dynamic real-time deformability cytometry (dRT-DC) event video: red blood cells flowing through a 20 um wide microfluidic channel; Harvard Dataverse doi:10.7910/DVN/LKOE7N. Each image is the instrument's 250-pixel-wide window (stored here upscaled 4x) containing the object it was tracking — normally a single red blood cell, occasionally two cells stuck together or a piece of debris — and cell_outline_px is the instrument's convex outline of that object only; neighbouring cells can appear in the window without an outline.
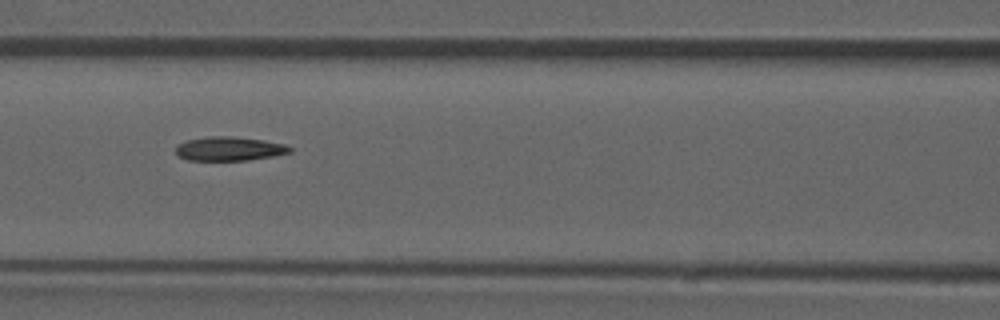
{"species": "common noctule bat (a hibernating species)", "species_latin": "Nyctalus noctula", "temperature_condition": "room temperature", "stored_images_in_passage": 52, "camera_frame_rate_fps": 3000, "um_per_image_px": 0.085, "animal": {"sex": "male", "forearm_length_mm": 52.5}, "frame": {"image": 1, "passage_image": 23, "time_ms": 7.333, "image_size_px": [1000, 320], "cell_outline_px": [[292, 152], [272, 156], [248, 160], [188, 160], [176, 156], [176, 148], [180, 144], [188, 140], [208, 136], [232, 136], [264, 140], [284, 144], [292, 148]], "centroid_in_image_um": [19.49, 12.64], "position_along_channel_um": 147.1, "area_um2": 15.9}, "authors_computed_cell_mechanics": {"area_um2": 16.4152, "velocity_mm_per_s": 3.912, "shape_relaxation_time_tau1_ms": null, "shape_relaxation_time_tau2_ms": 5.4971, "deformation_change_tau1": null, "deformation_change_tau2": 0.1565}}